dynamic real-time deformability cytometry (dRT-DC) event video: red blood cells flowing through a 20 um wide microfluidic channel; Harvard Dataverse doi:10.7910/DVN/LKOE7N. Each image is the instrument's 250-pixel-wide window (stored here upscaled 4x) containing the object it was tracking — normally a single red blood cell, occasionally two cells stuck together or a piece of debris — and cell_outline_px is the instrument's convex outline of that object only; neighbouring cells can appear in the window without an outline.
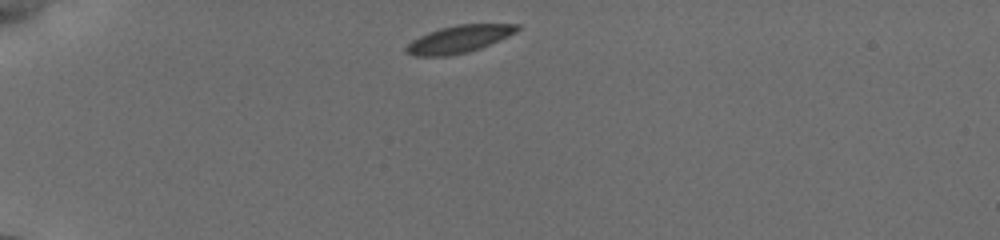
{"species": "common noctule bat (a hibernating species)", "species_latin": "Nyctalus noctula", "temperature_condition": "cold", "stored_images_in_passage": 29, "camera_frame_rate_fps": 3000, "um_per_image_px": 0.085, "animal": {"sex": "female", "body_mass_g": 19.5, "forearm_length_mm": 54.1}, "frame": {"image": 1, "passage_image": 1, "time_ms": 0.0, "image_size_px": [1000, 240], "cell_outline_px": [[520, 28], [516, 32], [508, 36], [480, 48], [468, 52], [448, 56], [416, 56], [404, 52], [404, 48], [412, 40], [428, 32], [440, 28], [456, 24], [520, 24]], "centroid_in_image_um": [38.99, 3.32], "position_along_channel_um": 46.0, "area_um2": 17.69}}
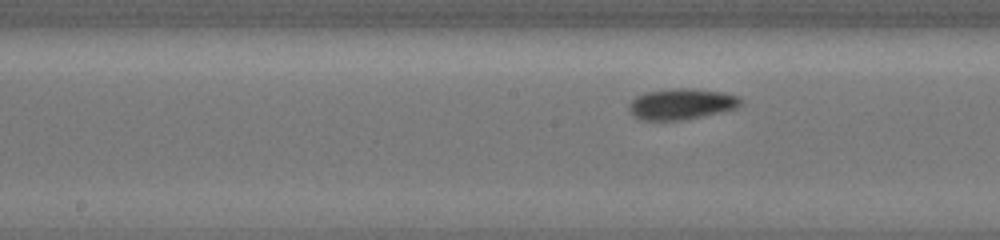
{"frame": {"image": 2, "passage_image": 13, "time_ms": 5.0, "image_size_px": [1000, 240], "cell_outline_px": [[744, 100], [736, 108], [720, 112], [680, 120], [640, 120], [632, 116], [628, 112], [628, 104], [636, 96], [644, 92], [672, 88], [692, 88], [724, 92], [740, 96]], "centroid_in_image_um": [57.89, 8.83], "position_along_channel_um": 190.3, "area_um2": 20.4}}
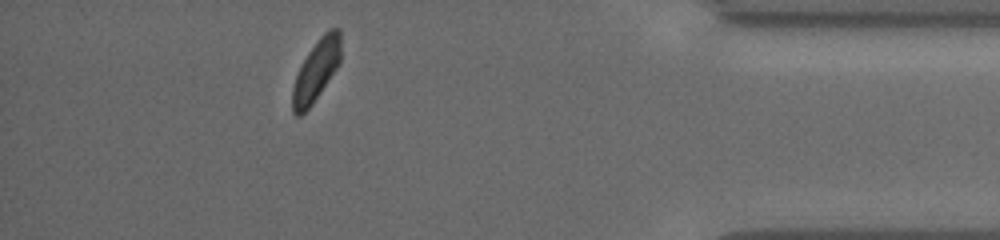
{"frame": {"image": 3, "passage_image": 25, "time_ms": 11.667, "image_size_px": [1000, 240], "cell_outline_px": [[340, 64], [312, 104], [300, 116], [296, 116], [292, 112], [292, 88], [296, 76], [308, 52], [320, 36], [328, 28], [340, 28]], "centroid_in_image_um": [26.88, 5.99], "position_along_channel_um": 408.3, "area_um2": 17.17}, "authors_computed_cell_mechanics": {"area_um2": 18.6694, "velocity_mm_per_s": 3.7749, "shape_relaxation_time_tau1_ms": 1.5971, "shape_relaxation_time_tau2_ms": 3.1772, "deformation_change_tau1": 0.0818, "deformation_change_tau2": 0.0736}}